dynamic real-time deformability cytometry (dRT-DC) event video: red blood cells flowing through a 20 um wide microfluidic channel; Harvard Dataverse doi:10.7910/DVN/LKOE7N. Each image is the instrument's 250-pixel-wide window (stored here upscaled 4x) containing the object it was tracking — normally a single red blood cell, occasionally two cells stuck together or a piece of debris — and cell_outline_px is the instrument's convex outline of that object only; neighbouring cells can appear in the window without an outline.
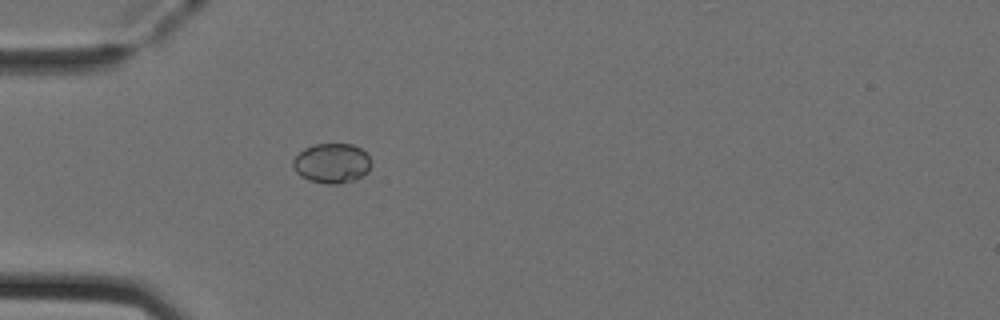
{"species": "Egyptian fruit bat (a non-hibernating species)", "species_latin": "Rousettus aegyptiacus", "temperature_condition": "cold", "stored_images_in_passage": 37, "camera_frame_rate_fps": 3000, "um_per_image_px": 0.085, "animal": {"sex": "female"}, "frame": {"image": 1, "passage_image": 1, "time_ms": 0.0, "image_size_px": [1000, 320], "cell_outline_px": [[372, 164], [368, 172], [364, 176], [340, 184], [328, 184], [308, 180], [300, 176], [296, 172], [292, 164], [292, 160], [304, 148], [316, 144], [352, 144], [360, 148], [372, 160]], "centroid_in_image_um": [28.22, 13.88], "position_along_channel_um": 56.8, "area_um2": 18.26}}
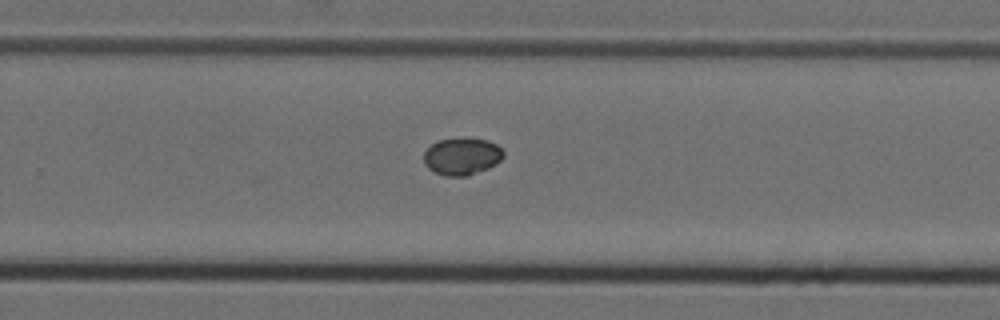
{"frame": {"image": 2, "passage_image": 19, "time_ms": 6.0, "image_size_px": [1000, 320], "cell_outline_px": [[504, 156], [496, 164], [488, 168], [468, 176], [444, 176], [428, 168], [424, 164], [424, 152], [436, 140], [488, 140], [496, 144], [504, 152]], "centroid_in_image_um": [39.26, 13.33], "position_along_channel_um": 290.5, "area_um2": 16.88}}
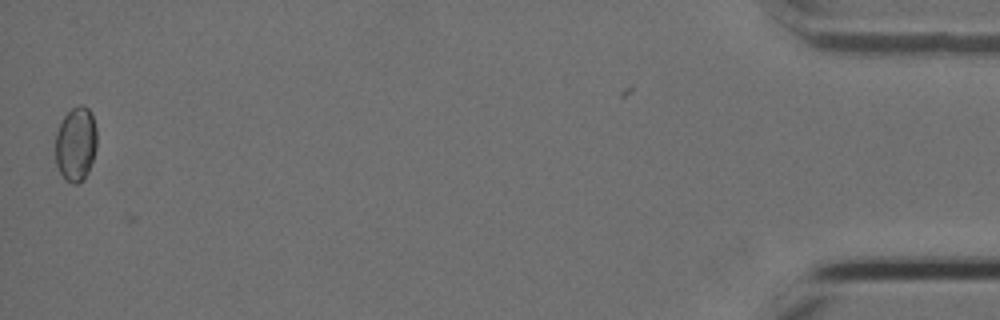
{"frame": {"image": 3, "passage_image": 36, "time_ms": 11.667, "image_size_px": [1000, 320], "cell_outline_px": [[96, 148], [88, 172], [84, 180], [76, 184], [72, 184], [60, 172], [56, 164], [56, 132], [64, 116], [72, 108], [80, 104], [84, 104], [92, 112], [96, 128]], "centroid_in_image_um": [6.46, 12.21], "position_along_channel_um": 428.7, "area_um2": 17.98}}